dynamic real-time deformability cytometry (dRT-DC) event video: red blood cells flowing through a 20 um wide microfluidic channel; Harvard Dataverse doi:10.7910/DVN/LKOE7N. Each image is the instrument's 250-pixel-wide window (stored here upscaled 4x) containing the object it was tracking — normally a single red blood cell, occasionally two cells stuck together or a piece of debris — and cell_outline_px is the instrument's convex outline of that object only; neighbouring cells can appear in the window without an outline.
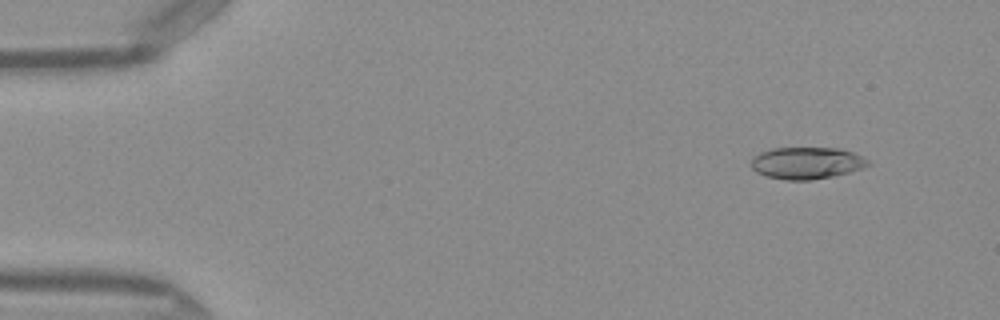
{"species": "Egyptian fruit bat (a non-hibernating species)", "species_latin": "Rousettus aegyptiacus", "temperature_condition": "warm", "stored_images_in_passage": 46, "camera_frame_rate_fps": 3000, "um_per_image_px": 0.085, "frame": {"image": 1, "passage_image": 1, "time_ms": 0.0, "image_size_px": [1000, 320], "cell_outline_px": [[872, 164], [864, 168], [832, 176], [812, 180], [784, 180], [764, 176], [756, 172], [752, 168], [752, 156], [760, 152], [772, 148], [840, 148], [864, 156]], "centroid_in_image_um": [68.57, 13.86], "position_along_channel_um": 16.4, "area_um2": 21.96}}
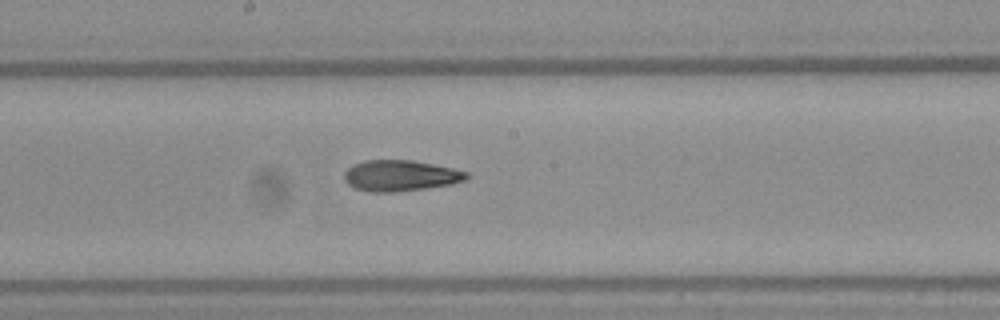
{"frame": {"image": 2, "passage_image": 23, "time_ms": 7.333, "image_size_px": [1000, 320], "cell_outline_px": [[472, 176], [464, 180], [452, 184], [424, 188], [392, 192], [368, 192], [356, 188], [348, 184], [344, 180], [344, 172], [348, 168], [364, 160], [412, 160], [452, 168], [468, 172]], "centroid_in_image_um": [34.04, 14.93], "position_along_channel_um": 214.2, "area_um2": 21.96}}
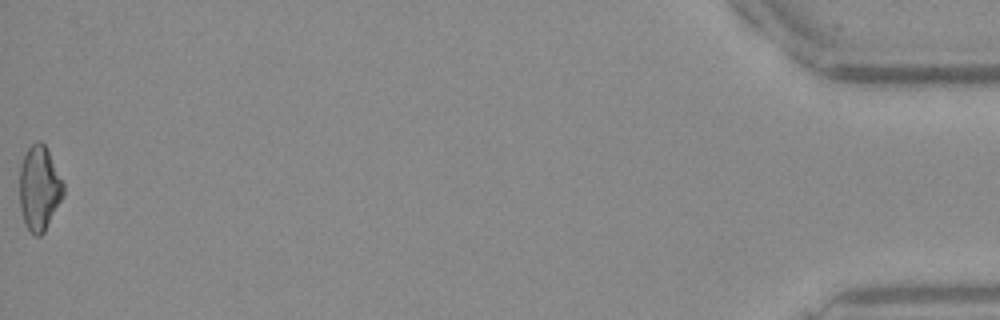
{"frame": {"image": 3, "passage_image": 46, "time_ms": 15.0, "image_size_px": [1000, 320], "cell_outline_px": [[64, 196], [44, 232], [40, 236], [36, 236], [24, 224], [20, 208], [20, 168], [24, 156], [28, 148], [36, 140], [40, 140], [44, 144], [64, 184]], "centroid_in_image_um": [3.34, 16.02], "position_along_channel_um": 431.9, "area_um2": 21.44}, "authors_computed_cell_mechanics": {"area_um2": 21.8195, "velocity_mm_per_s": 4.1212, "shape_relaxation_time_tau1_ms": null, "shape_relaxation_time_tau2_ms": 5.2564, "deformation_change_tau1": null, "deformation_change_tau2": 0.1497}}